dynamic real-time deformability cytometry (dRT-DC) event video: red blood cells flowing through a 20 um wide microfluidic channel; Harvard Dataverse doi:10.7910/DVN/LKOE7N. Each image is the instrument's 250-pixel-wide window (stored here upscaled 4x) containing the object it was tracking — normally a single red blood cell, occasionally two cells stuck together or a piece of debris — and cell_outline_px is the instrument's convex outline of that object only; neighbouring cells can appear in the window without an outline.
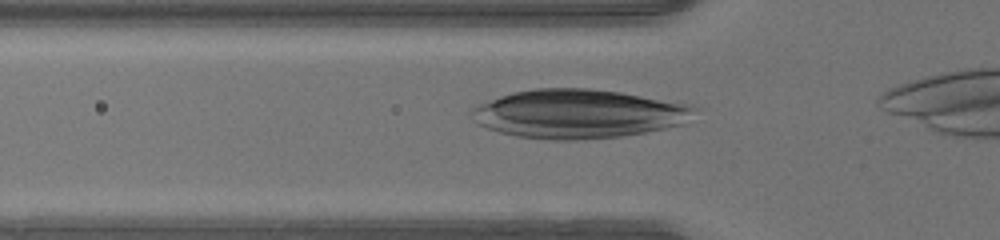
{"species": "human", "species_latin": "Homo sapiens", "temperature_condition": "warm", "stored_images_in_passage": 25, "camera_frame_rate_fps": 3000, "um_per_image_px": 0.085, "donor": {"sex": "male"}, "frame": {"image": 1, "passage_image": 2, "time_ms": 0.333, "image_size_px": [1000, 240], "cell_outline_px": [[700, 108], [684, 124], [644, 132], [620, 136], [576, 140], [552, 140], [516, 136], [500, 132], [476, 124], [472, 120], [468, 112], [472, 108], [480, 104], [500, 96], [512, 92], [536, 88], [588, 88], [620, 92], [692, 104]], "centroid_in_image_um": [49.16, 9.67], "position_along_channel_um": 76.6, "area_um2": 63.75}}
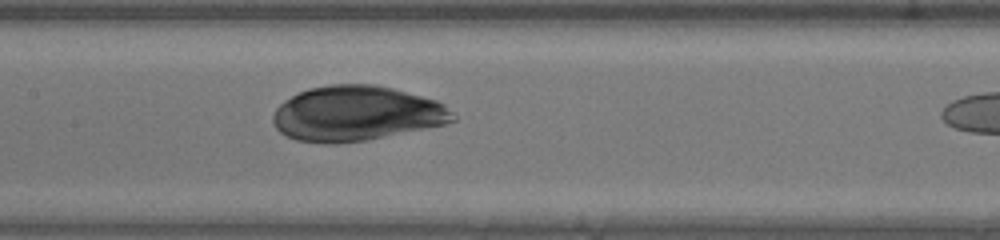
{"frame": {"image": 2, "passage_image": 9, "time_ms": 2.667, "image_size_px": [1000, 240], "cell_outline_px": [[456, 120], [444, 124], [368, 140], [340, 144], [328, 144], [296, 140], [280, 132], [276, 128], [272, 120], [272, 116], [276, 108], [284, 100], [308, 88], [332, 84], [376, 84], [392, 88], [436, 100], [444, 104], [456, 116]], "centroid_in_image_um": [30.27, 9.65], "position_along_channel_um": 177.1, "area_um2": 57.74}}
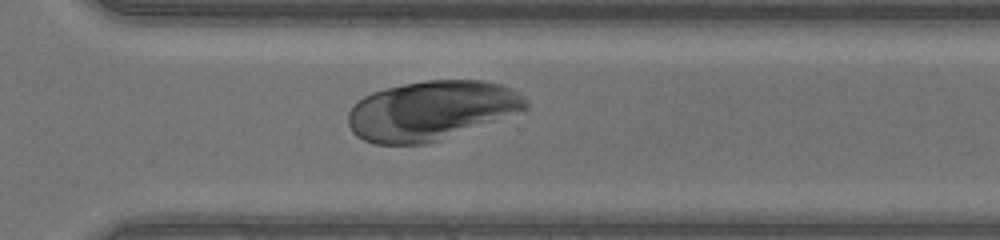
{"frame": {"image": 3, "passage_image": 20, "time_ms": 6.333, "image_size_px": [1000, 240], "cell_outline_px": [[528, 108], [524, 112], [424, 144], [376, 144], [364, 140], [356, 136], [352, 132], [348, 124], [348, 112], [364, 96], [372, 92], [404, 84], [424, 80], [480, 80], [500, 84], [512, 88], [520, 92], [524, 96], [528, 104]], "centroid_in_image_um": [36.7, 9.38], "position_along_channel_um": 333.9, "area_um2": 61.33}}